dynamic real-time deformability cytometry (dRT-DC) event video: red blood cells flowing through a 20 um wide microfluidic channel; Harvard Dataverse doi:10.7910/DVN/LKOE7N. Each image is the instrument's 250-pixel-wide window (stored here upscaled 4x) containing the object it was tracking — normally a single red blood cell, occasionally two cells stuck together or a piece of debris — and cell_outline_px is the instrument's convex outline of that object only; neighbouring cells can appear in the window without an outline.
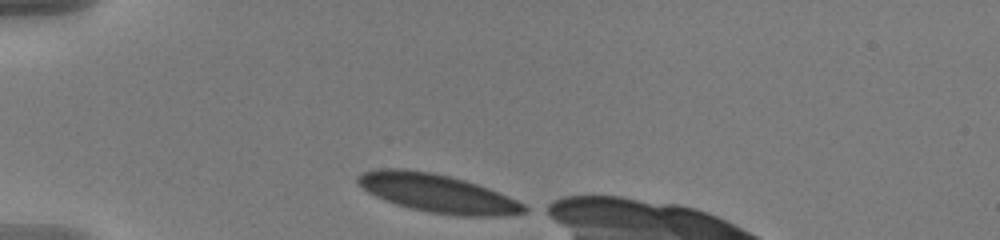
{"species": "human", "species_latin": "Homo sapiens", "temperature_condition": "warm", "stored_images_in_passage": 37, "camera_frame_rate_fps": 3000, "um_per_image_px": 0.085, "donor": {"sex": "male"}, "frame": {"image": 1, "passage_image": 1, "time_ms": 0.0, "image_size_px": [1000, 240], "cell_outline_px": [[532, 208], [528, 212], [500, 216], [460, 216], [428, 212], [396, 204], [384, 200], [368, 192], [356, 180], [356, 176], [364, 172], [380, 168], [404, 168], [432, 172], [464, 180], [488, 188], [508, 196]], "centroid_in_image_um": [37.21, 16.43], "position_along_channel_um": 47.8, "area_um2": 37.05}}
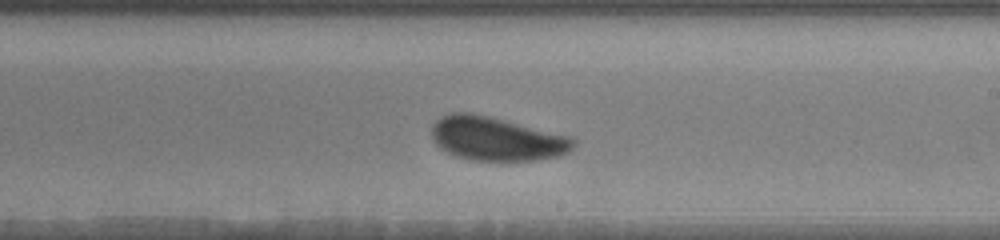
{"frame": {"image": 2, "passage_image": 20, "time_ms": 6.333, "image_size_px": [1000, 240], "cell_outline_px": [[576, 144], [568, 152], [560, 156], [532, 160], [472, 160], [456, 156], [440, 148], [432, 140], [432, 124], [440, 116], [452, 112], [472, 112], [568, 136], [576, 140]], "centroid_in_image_um": [42.16, 11.79], "position_along_channel_um": 246.8, "area_um2": 35.95}}
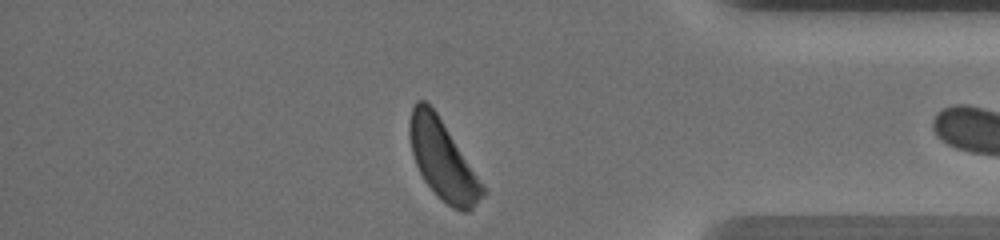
{"frame": {"image": 3, "passage_image": 34, "time_ms": 11.0, "image_size_px": [1000, 240], "cell_outline_px": [[484, 192], [472, 208], [468, 212], [460, 212], [452, 208], [440, 200], [436, 196], [424, 180], [416, 164], [412, 152], [408, 136], [408, 124], [412, 108], [416, 100], [424, 100], [436, 112], [484, 188]], "centroid_in_image_um": [37.56, 13.6], "position_along_channel_um": 397.6, "area_um2": 32.83}, "authors_computed_cell_mechanics": {"area_um2": 36.3562, "velocity_mm_per_s": 3.6096, "shape_relaxation_time_tau1_ms": 2.5604, "shape_relaxation_time_tau2_ms": null, "deformation_change_tau1": 0.1081, "deformation_change_tau2": null}}